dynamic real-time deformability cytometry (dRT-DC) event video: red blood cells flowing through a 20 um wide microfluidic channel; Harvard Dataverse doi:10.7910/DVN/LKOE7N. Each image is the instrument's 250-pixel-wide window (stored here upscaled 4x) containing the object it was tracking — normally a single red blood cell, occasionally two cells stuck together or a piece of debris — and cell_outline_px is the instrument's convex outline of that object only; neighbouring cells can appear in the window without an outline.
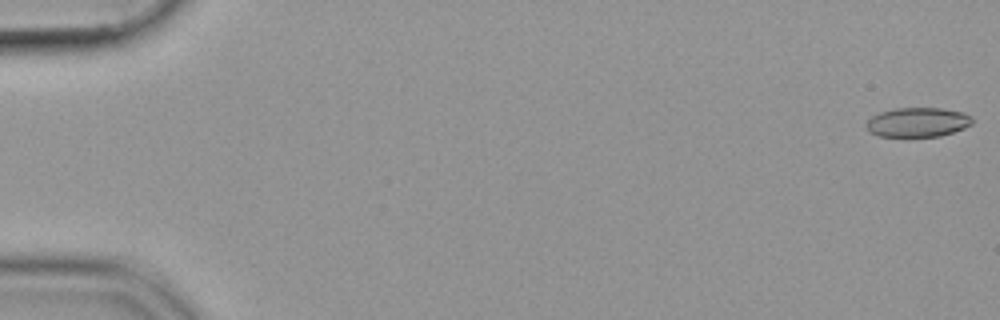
{"species": "common noctule bat (a hibernating species)", "species_latin": "Nyctalus noctula", "temperature_condition": "cold", "stored_images_in_passage": 55, "camera_frame_rate_fps": 3000, "um_per_image_px": 0.085, "animal": {"sex": "female", "body_mass_g": 19.9}, "frame": {"image": 1, "passage_image": 1, "time_ms": 0.0, "image_size_px": [1000, 320], "cell_outline_px": [[972, 124], [964, 128], [940, 136], [880, 136], [868, 132], [864, 124], [872, 116], [880, 112], [896, 108], [940, 108], [964, 112], [972, 116]], "centroid_in_image_um": [77.99, 10.38], "position_along_channel_um": 7.0, "area_um2": 18.21}}
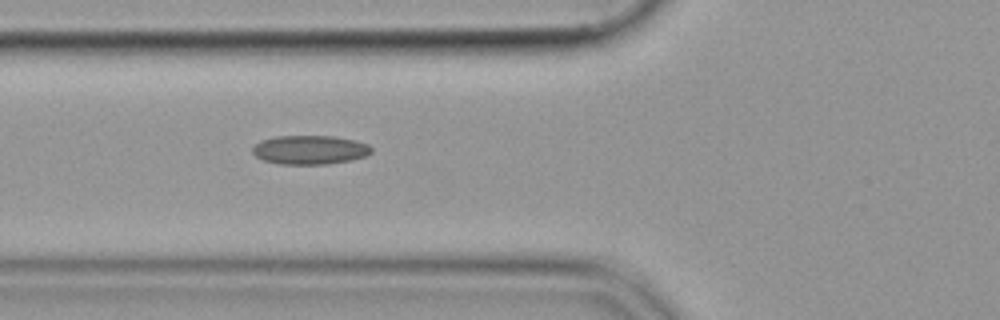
{"frame": {"image": 2, "passage_image": 21, "time_ms": 6.667, "image_size_px": [1000, 320], "cell_outline_px": [[372, 152], [364, 156], [348, 160], [328, 164], [280, 164], [264, 160], [256, 156], [252, 152], [252, 148], [260, 140], [276, 136], [336, 136], [368, 144], [372, 148]], "centroid_in_image_um": [26.31, 12.73], "position_along_channel_um": 99.5, "area_um2": 19.94}}
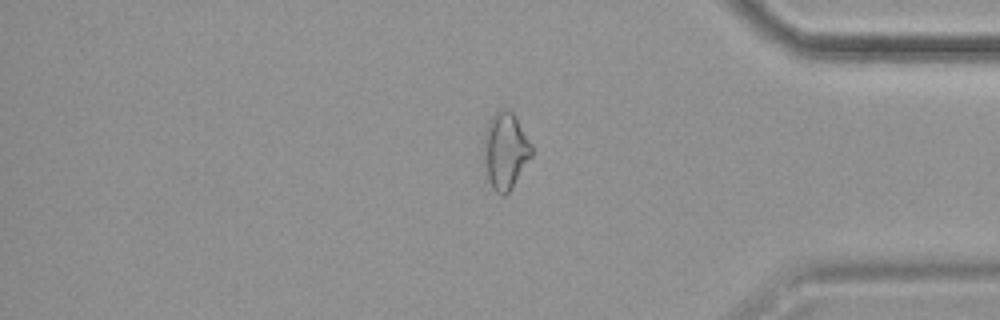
{"frame": {"image": 3, "passage_image": 46, "time_ms": 15.0, "image_size_px": [1000, 320], "cell_outline_px": [[532, 156], [512, 188], [504, 196], [500, 196], [492, 188], [488, 180], [484, 164], [484, 132], [488, 120], [500, 108], [508, 108], [516, 116], [532, 144]], "centroid_in_image_um": [42.95, 12.8], "position_along_channel_um": 392.2, "area_um2": 21.73}}